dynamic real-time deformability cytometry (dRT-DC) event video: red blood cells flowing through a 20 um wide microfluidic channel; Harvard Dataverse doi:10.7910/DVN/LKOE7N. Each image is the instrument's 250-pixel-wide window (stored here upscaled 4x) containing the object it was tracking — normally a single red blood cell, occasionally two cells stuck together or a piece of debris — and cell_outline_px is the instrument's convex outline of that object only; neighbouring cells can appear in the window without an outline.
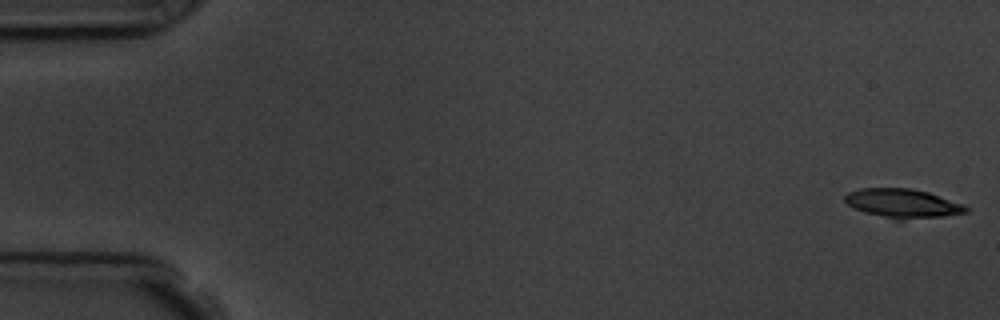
{"species": "common noctule bat (a hibernating species)", "species_latin": "Nyctalus noctula", "temperature_condition": "room temperature", "stored_images_in_passage": 6, "camera_frame_rate_fps": 3000, "um_per_image_px": 0.085, "animal": {"sex": "male", "body_mass_g": 19.5, "forearm_length_mm": 54.6}, "frame": {"image": 1, "passage_image": 1, "time_ms": 0.0, "image_size_px": [1000, 320], "cell_outline_px": [[968, 212], [944, 216], [904, 220], [896, 220], [864, 212], [848, 204], [844, 200], [844, 196], [848, 192], [860, 188], [912, 188], [928, 192], [964, 204], [968, 208]], "centroid_in_image_um": [76.74, 17.29], "position_along_channel_um": 8.3, "area_um2": 20.52}}
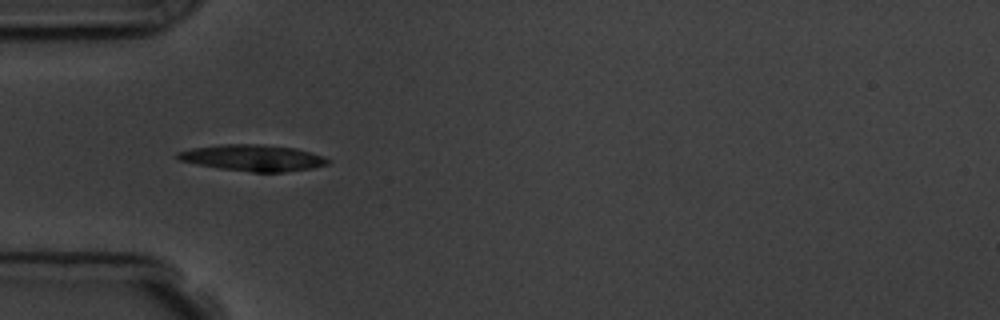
{"frame": {"image": 2, "passage_image": 5, "time_ms": 5.333, "image_size_px": [1000, 320], "cell_outline_px": [[332, 160], [328, 164], [312, 168], [284, 172], [252, 172], [220, 168], [196, 164], [180, 160], [176, 156], [176, 152], [192, 148], [220, 144], [260, 144], [296, 148], [324, 156]], "centroid_in_image_um": [21.52, 13.41], "position_along_channel_um": 63.5, "area_um2": 23.06}}